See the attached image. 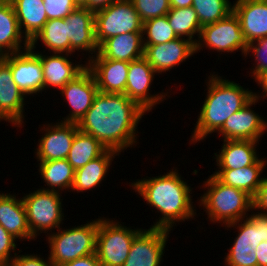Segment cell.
Returning <instances> with one entry per match:
<instances>
[{
    "label": "cell",
    "mask_w": 267,
    "mask_h": 266,
    "mask_svg": "<svg viewBox=\"0 0 267 266\" xmlns=\"http://www.w3.org/2000/svg\"><path fill=\"white\" fill-rule=\"evenodd\" d=\"M119 153L114 150L107 149L102 155L88 162L85 166L75 170L72 192H83L100 186L102 180L110 168L115 156Z\"/></svg>",
    "instance_id": "cell-28"
},
{
    "label": "cell",
    "mask_w": 267,
    "mask_h": 266,
    "mask_svg": "<svg viewBox=\"0 0 267 266\" xmlns=\"http://www.w3.org/2000/svg\"><path fill=\"white\" fill-rule=\"evenodd\" d=\"M77 7H86L90 9V0H74Z\"/></svg>",
    "instance_id": "cell-49"
},
{
    "label": "cell",
    "mask_w": 267,
    "mask_h": 266,
    "mask_svg": "<svg viewBox=\"0 0 267 266\" xmlns=\"http://www.w3.org/2000/svg\"><path fill=\"white\" fill-rule=\"evenodd\" d=\"M38 170L41 179L48 186L42 190L60 192L72 188L75 169L66 159L40 162Z\"/></svg>",
    "instance_id": "cell-30"
},
{
    "label": "cell",
    "mask_w": 267,
    "mask_h": 266,
    "mask_svg": "<svg viewBox=\"0 0 267 266\" xmlns=\"http://www.w3.org/2000/svg\"><path fill=\"white\" fill-rule=\"evenodd\" d=\"M25 97L13 81L10 66L0 57V121L22 128Z\"/></svg>",
    "instance_id": "cell-19"
},
{
    "label": "cell",
    "mask_w": 267,
    "mask_h": 266,
    "mask_svg": "<svg viewBox=\"0 0 267 266\" xmlns=\"http://www.w3.org/2000/svg\"><path fill=\"white\" fill-rule=\"evenodd\" d=\"M204 46L206 49H212L213 52L215 50L221 54L222 52L231 53L240 50L242 55H245L248 42L241 30L240 20L234 11L225 18L201 28L198 41L195 44V54L200 52Z\"/></svg>",
    "instance_id": "cell-9"
},
{
    "label": "cell",
    "mask_w": 267,
    "mask_h": 266,
    "mask_svg": "<svg viewBox=\"0 0 267 266\" xmlns=\"http://www.w3.org/2000/svg\"><path fill=\"white\" fill-rule=\"evenodd\" d=\"M142 230L130 229L114 220L99 218L96 254L101 266H123L136 235Z\"/></svg>",
    "instance_id": "cell-6"
},
{
    "label": "cell",
    "mask_w": 267,
    "mask_h": 266,
    "mask_svg": "<svg viewBox=\"0 0 267 266\" xmlns=\"http://www.w3.org/2000/svg\"><path fill=\"white\" fill-rule=\"evenodd\" d=\"M142 22L165 16L171 9L169 0H131Z\"/></svg>",
    "instance_id": "cell-35"
},
{
    "label": "cell",
    "mask_w": 267,
    "mask_h": 266,
    "mask_svg": "<svg viewBox=\"0 0 267 266\" xmlns=\"http://www.w3.org/2000/svg\"><path fill=\"white\" fill-rule=\"evenodd\" d=\"M9 1L14 8L21 33L30 42L48 21L44 0Z\"/></svg>",
    "instance_id": "cell-27"
},
{
    "label": "cell",
    "mask_w": 267,
    "mask_h": 266,
    "mask_svg": "<svg viewBox=\"0 0 267 266\" xmlns=\"http://www.w3.org/2000/svg\"><path fill=\"white\" fill-rule=\"evenodd\" d=\"M70 54L75 51H88L89 59L99 51L95 39V12L86 7H77L66 18ZM94 54V55H93Z\"/></svg>",
    "instance_id": "cell-17"
},
{
    "label": "cell",
    "mask_w": 267,
    "mask_h": 266,
    "mask_svg": "<svg viewBox=\"0 0 267 266\" xmlns=\"http://www.w3.org/2000/svg\"><path fill=\"white\" fill-rule=\"evenodd\" d=\"M24 42V43H23ZM23 46H22V44ZM29 41L21 33L14 8L9 0L0 3V57L28 49ZM23 47V48H22ZM23 49V50H21Z\"/></svg>",
    "instance_id": "cell-24"
},
{
    "label": "cell",
    "mask_w": 267,
    "mask_h": 266,
    "mask_svg": "<svg viewBox=\"0 0 267 266\" xmlns=\"http://www.w3.org/2000/svg\"><path fill=\"white\" fill-rule=\"evenodd\" d=\"M142 35L143 45L163 44L178 38L168 22L167 15L143 22Z\"/></svg>",
    "instance_id": "cell-34"
},
{
    "label": "cell",
    "mask_w": 267,
    "mask_h": 266,
    "mask_svg": "<svg viewBox=\"0 0 267 266\" xmlns=\"http://www.w3.org/2000/svg\"><path fill=\"white\" fill-rule=\"evenodd\" d=\"M107 148L92 135L78 130L66 160L76 170L102 155Z\"/></svg>",
    "instance_id": "cell-31"
},
{
    "label": "cell",
    "mask_w": 267,
    "mask_h": 266,
    "mask_svg": "<svg viewBox=\"0 0 267 266\" xmlns=\"http://www.w3.org/2000/svg\"><path fill=\"white\" fill-rule=\"evenodd\" d=\"M155 74L157 73L144 57L129 62L124 94L146 112H150L155 105L166 100L169 93L168 91L161 92L160 95L149 93Z\"/></svg>",
    "instance_id": "cell-10"
},
{
    "label": "cell",
    "mask_w": 267,
    "mask_h": 266,
    "mask_svg": "<svg viewBox=\"0 0 267 266\" xmlns=\"http://www.w3.org/2000/svg\"><path fill=\"white\" fill-rule=\"evenodd\" d=\"M31 50L39 57L42 64L45 91L50 86L58 89L63 88L87 68V63L85 65L79 62L78 64L72 63L69 60L71 54L51 53L52 55L49 56L34 51V49Z\"/></svg>",
    "instance_id": "cell-20"
},
{
    "label": "cell",
    "mask_w": 267,
    "mask_h": 266,
    "mask_svg": "<svg viewBox=\"0 0 267 266\" xmlns=\"http://www.w3.org/2000/svg\"><path fill=\"white\" fill-rule=\"evenodd\" d=\"M166 15L170 26L178 37H187L194 44L197 43L198 39L194 37L197 35L199 38L202 26L192 6L171 8Z\"/></svg>",
    "instance_id": "cell-32"
},
{
    "label": "cell",
    "mask_w": 267,
    "mask_h": 266,
    "mask_svg": "<svg viewBox=\"0 0 267 266\" xmlns=\"http://www.w3.org/2000/svg\"><path fill=\"white\" fill-rule=\"evenodd\" d=\"M177 169H171L162 176L143 178L133 181L130 187L149 206H153L158 213L162 214L159 220L151 228H161L168 231L173 229L175 222H183L196 215L193 206L192 188L182 180ZM191 192V193H190Z\"/></svg>",
    "instance_id": "cell-2"
},
{
    "label": "cell",
    "mask_w": 267,
    "mask_h": 266,
    "mask_svg": "<svg viewBox=\"0 0 267 266\" xmlns=\"http://www.w3.org/2000/svg\"><path fill=\"white\" fill-rule=\"evenodd\" d=\"M253 209L260 213L267 214V177H263L258 192L253 198Z\"/></svg>",
    "instance_id": "cell-42"
},
{
    "label": "cell",
    "mask_w": 267,
    "mask_h": 266,
    "mask_svg": "<svg viewBox=\"0 0 267 266\" xmlns=\"http://www.w3.org/2000/svg\"><path fill=\"white\" fill-rule=\"evenodd\" d=\"M207 191L200 197L199 206H203L211 222L226 225L243 220L250 210L253 213V198L246 192L220 182L213 174L204 181Z\"/></svg>",
    "instance_id": "cell-4"
},
{
    "label": "cell",
    "mask_w": 267,
    "mask_h": 266,
    "mask_svg": "<svg viewBox=\"0 0 267 266\" xmlns=\"http://www.w3.org/2000/svg\"><path fill=\"white\" fill-rule=\"evenodd\" d=\"M250 52L257 62L250 72L251 77H254L255 80L261 73L267 71V36L250 42L243 56L246 57Z\"/></svg>",
    "instance_id": "cell-38"
},
{
    "label": "cell",
    "mask_w": 267,
    "mask_h": 266,
    "mask_svg": "<svg viewBox=\"0 0 267 266\" xmlns=\"http://www.w3.org/2000/svg\"><path fill=\"white\" fill-rule=\"evenodd\" d=\"M7 266H54L48 257V260L40 258L38 254L16 255Z\"/></svg>",
    "instance_id": "cell-41"
},
{
    "label": "cell",
    "mask_w": 267,
    "mask_h": 266,
    "mask_svg": "<svg viewBox=\"0 0 267 266\" xmlns=\"http://www.w3.org/2000/svg\"><path fill=\"white\" fill-rule=\"evenodd\" d=\"M222 149L214 153L218 170L240 169L253 165L258 159L256 146L258 141L223 140Z\"/></svg>",
    "instance_id": "cell-23"
},
{
    "label": "cell",
    "mask_w": 267,
    "mask_h": 266,
    "mask_svg": "<svg viewBox=\"0 0 267 266\" xmlns=\"http://www.w3.org/2000/svg\"><path fill=\"white\" fill-rule=\"evenodd\" d=\"M233 4L248 44L267 36V0H236Z\"/></svg>",
    "instance_id": "cell-21"
},
{
    "label": "cell",
    "mask_w": 267,
    "mask_h": 266,
    "mask_svg": "<svg viewBox=\"0 0 267 266\" xmlns=\"http://www.w3.org/2000/svg\"><path fill=\"white\" fill-rule=\"evenodd\" d=\"M142 33H124L106 39L99 53L106 59L131 62L144 56Z\"/></svg>",
    "instance_id": "cell-25"
},
{
    "label": "cell",
    "mask_w": 267,
    "mask_h": 266,
    "mask_svg": "<svg viewBox=\"0 0 267 266\" xmlns=\"http://www.w3.org/2000/svg\"><path fill=\"white\" fill-rule=\"evenodd\" d=\"M17 238H15L12 234L8 233L1 225H0V260L7 266L11 260L17 255L14 252L17 249V244L15 243ZM14 253V256L11 254ZM11 255V256H10Z\"/></svg>",
    "instance_id": "cell-40"
},
{
    "label": "cell",
    "mask_w": 267,
    "mask_h": 266,
    "mask_svg": "<svg viewBox=\"0 0 267 266\" xmlns=\"http://www.w3.org/2000/svg\"><path fill=\"white\" fill-rule=\"evenodd\" d=\"M60 266H101L97 254L93 253L91 255L69 261Z\"/></svg>",
    "instance_id": "cell-44"
},
{
    "label": "cell",
    "mask_w": 267,
    "mask_h": 266,
    "mask_svg": "<svg viewBox=\"0 0 267 266\" xmlns=\"http://www.w3.org/2000/svg\"><path fill=\"white\" fill-rule=\"evenodd\" d=\"M170 231L142 229L134 238L123 266H161Z\"/></svg>",
    "instance_id": "cell-12"
},
{
    "label": "cell",
    "mask_w": 267,
    "mask_h": 266,
    "mask_svg": "<svg viewBox=\"0 0 267 266\" xmlns=\"http://www.w3.org/2000/svg\"><path fill=\"white\" fill-rule=\"evenodd\" d=\"M248 216V218L255 224L256 229H258L259 241H267V214L254 212Z\"/></svg>",
    "instance_id": "cell-43"
},
{
    "label": "cell",
    "mask_w": 267,
    "mask_h": 266,
    "mask_svg": "<svg viewBox=\"0 0 267 266\" xmlns=\"http://www.w3.org/2000/svg\"><path fill=\"white\" fill-rule=\"evenodd\" d=\"M225 258V266H258L255 250L251 245L232 244Z\"/></svg>",
    "instance_id": "cell-36"
},
{
    "label": "cell",
    "mask_w": 267,
    "mask_h": 266,
    "mask_svg": "<svg viewBox=\"0 0 267 266\" xmlns=\"http://www.w3.org/2000/svg\"><path fill=\"white\" fill-rule=\"evenodd\" d=\"M143 22L131 0H117L95 12V39L100 46L106 39L124 33H142Z\"/></svg>",
    "instance_id": "cell-8"
},
{
    "label": "cell",
    "mask_w": 267,
    "mask_h": 266,
    "mask_svg": "<svg viewBox=\"0 0 267 266\" xmlns=\"http://www.w3.org/2000/svg\"><path fill=\"white\" fill-rule=\"evenodd\" d=\"M195 53V44L189 39L178 37L172 41L144 45V58L158 74L168 72Z\"/></svg>",
    "instance_id": "cell-16"
},
{
    "label": "cell",
    "mask_w": 267,
    "mask_h": 266,
    "mask_svg": "<svg viewBox=\"0 0 267 266\" xmlns=\"http://www.w3.org/2000/svg\"><path fill=\"white\" fill-rule=\"evenodd\" d=\"M117 0H90V10L96 12L100 9L106 8Z\"/></svg>",
    "instance_id": "cell-47"
},
{
    "label": "cell",
    "mask_w": 267,
    "mask_h": 266,
    "mask_svg": "<svg viewBox=\"0 0 267 266\" xmlns=\"http://www.w3.org/2000/svg\"><path fill=\"white\" fill-rule=\"evenodd\" d=\"M11 69L13 81L24 95L44 90V76L39 57L30 49L1 57Z\"/></svg>",
    "instance_id": "cell-11"
},
{
    "label": "cell",
    "mask_w": 267,
    "mask_h": 266,
    "mask_svg": "<svg viewBox=\"0 0 267 266\" xmlns=\"http://www.w3.org/2000/svg\"><path fill=\"white\" fill-rule=\"evenodd\" d=\"M98 225L99 218L81 226L49 232L46 235L50 248L48 257L53 265L60 266L96 253Z\"/></svg>",
    "instance_id": "cell-5"
},
{
    "label": "cell",
    "mask_w": 267,
    "mask_h": 266,
    "mask_svg": "<svg viewBox=\"0 0 267 266\" xmlns=\"http://www.w3.org/2000/svg\"><path fill=\"white\" fill-rule=\"evenodd\" d=\"M207 95L191 135L193 144L204 140L209 134L218 132L225 121L241 110L252 98V90L239 83L210 74L206 82Z\"/></svg>",
    "instance_id": "cell-3"
},
{
    "label": "cell",
    "mask_w": 267,
    "mask_h": 266,
    "mask_svg": "<svg viewBox=\"0 0 267 266\" xmlns=\"http://www.w3.org/2000/svg\"><path fill=\"white\" fill-rule=\"evenodd\" d=\"M258 99L252 98L241 110L232 114L218 131L223 140H251L260 141L265 131L267 132V120L259 116L251 106L258 103Z\"/></svg>",
    "instance_id": "cell-14"
},
{
    "label": "cell",
    "mask_w": 267,
    "mask_h": 266,
    "mask_svg": "<svg viewBox=\"0 0 267 266\" xmlns=\"http://www.w3.org/2000/svg\"><path fill=\"white\" fill-rule=\"evenodd\" d=\"M87 60V68L92 72L99 92L125 93L129 62L106 59L99 52Z\"/></svg>",
    "instance_id": "cell-18"
},
{
    "label": "cell",
    "mask_w": 267,
    "mask_h": 266,
    "mask_svg": "<svg viewBox=\"0 0 267 266\" xmlns=\"http://www.w3.org/2000/svg\"><path fill=\"white\" fill-rule=\"evenodd\" d=\"M98 93L96 80L92 72L86 68L74 80L69 81L60 89L64 99L67 100L71 111L61 122L78 123L92 106L95 95Z\"/></svg>",
    "instance_id": "cell-13"
},
{
    "label": "cell",
    "mask_w": 267,
    "mask_h": 266,
    "mask_svg": "<svg viewBox=\"0 0 267 266\" xmlns=\"http://www.w3.org/2000/svg\"><path fill=\"white\" fill-rule=\"evenodd\" d=\"M48 20L66 18L77 5L74 0H44Z\"/></svg>",
    "instance_id": "cell-39"
},
{
    "label": "cell",
    "mask_w": 267,
    "mask_h": 266,
    "mask_svg": "<svg viewBox=\"0 0 267 266\" xmlns=\"http://www.w3.org/2000/svg\"><path fill=\"white\" fill-rule=\"evenodd\" d=\"M255 82H257L258 85L261 86L262 88V95L260 93L257 94V92H253V97L256 98V99H260L263 97V99L267 98V71L261 73L256 79H255ZM264 94V95H263Z\"/></svg>",
    "instance_id": "cell-46"
},
{
    "label": "cell",
    "mask_w": 267,
    "mask_h": 266,
    "mask_svg": "<svg viewBox=\"0 0 267 266\" xmlns=\"http://www.w3.org/2000/svg\"><path fill=\"white\" fill-rule=\"evenodd\" d=\"M38 40L48 48L50 53L70 54V42L65 18L48 20L38 34L29 42V48L35 50Z\"/></svg>",
    "instance_id": "cell-29"
},
{
    "label": "cell",
    "mask_w": 267,
    "mask_h": 266,
    "mask_svg": "<svg viewBox=\"0 0 267 266\" xmlns=\"http://www.w3.org/2000/svg\"><path fill=\"white\" fill-rule=\"evenodd\" d=\"M171 8L191 7L193 0H169Z\"/></svg>",
    "instance_id": "cell-48"
},
{
    "label": "cell",
    "mask_w": 267,
    "mask_h": 266,
    "mask_svg": "<svg viewBox=\"0 0 267 266\" xmlns=\"http://www.w3.org/2000/svg\"><path fill=\"white\" fill-rule=\"evenodd\" d=\"M0 266H6V265L0 260Z\"/></svg>",
    "instance_id": "cell-50"
},
{
    "label": "cell",
    "mask_w": 267,
    "mask_h": 266,
    "mask_svg": "<svg viewBox=\"0 0 267 266\" xmlns=\"http://www.w3.org/2000/svg\"><path fill=\"white\" fill-rule=\"evenodd\" d=\"M266 162L263 157L253 165L240 169L218 170L213 175L223 184L240 189L254 198L263 180L260 175L267 165Z\"/></svg>",
    "instance_id": "cell-26"
},
{
    "label": "cell",
    "mask_w": 267,
    "mask_h": 266,
    "mask_svg": "<svg viewBox=\"0 0 267 266\" xmlns=\"http://www.w3.org/2000/svg\"><path fill=\"white\" fill-rule=\"evenodd\" d=\"M0 225L21 241L35 240L28 225L24 202L15 194L0 193Z\"/></svg>",
    "instance_id": "cell-22"
},
{
    "label": "cell",
    "mask_w": 267,
    "mask_h": 266,
    "mask_svg": "<svg viewBox=\"0 0 267 266\" xmlns=\"http://www.w3.org/2000/svg\"><path fill=\"white\" fill-rule=\"evenodd\" d=\"M145 113L125 94L98 91L92 106L77 123V127L81 132L92 135L107 149L121 154L123 150L137 144L136 129Z\"/></svg>",
    "instance_id": "cell-1"
},
{
    "label": "cell",
    "mask_w": 267,
    "mask_h": 266,
    "mask_svg": "<svg viewBox=\"0 0 267 266\" xmlns=\"http://www.w3.org/2000/svg\"><path fill=\"white\" fill-rule=\"evenodd\" d=\"M40 131L45 134L39 139L38 147L35 149L37 161L66 159L78 131L77 124L56 121L53 125L43 124Z\"/></svg>",
    "instance_id": "cell-15"
},
{
    "label": "cell",
    "mask_w": 267,
    "mask_h": 266,
    "mask_svg": "<svg viewBox=\"0 0 267 266\" xmlns=\"http://www.w3.org/2000/svg\"><path fill=\"white\" fill-rule=\"evenodd\" d=\"M226 226L228 228L237 227L238 235H236L237 237H235L233 244L251 245V248L255 250L258 244L261 243V241H259L258 229H256L255 224L248 216L245 220L243 219V221L241 219Z\"/></svg>",
    "instance_id": "cell-37"
},
{
    "label": "cell",
    "mask_w": 267,
    "mask_h": 266,
    "mask_svg": "<svg viewBox=\"0 0 267 266\" xmlns=\"http://www.w3.org/2000/svg\"><path fill=\"white\" fill-rule=\"evenodd\" d=\"M192 7L202 27L225 18L233 11L230 0H193Z\"/></svg>",
    "instance_id": "cell-33"
},
{
    "label": "cell",
    "mask_w": 267,
    "mask_h": 266,
    "mask_svg": "<svg viewBox=\"0 0 267 266\" xmlns=\"http://www.w3.org/2000/svg\"><path fill=\"white\" fill-rule=\"evenodd\" d=\"M26 208L27 221L34 238L41 233L60 228L64 220L61 192L41 188L22 197ZM47 231V232H46ZM39 234V235H38Z\"/></svg>",
    "instance_id": "cell-7"
},
{
    "label": "cell",
    "mask_w": 267,
    "mask_h": 266,
    "mask_svg": "<svg viewBox=\"0 0 267 266\" xmlns=\"http://www.w3.org/2000/svg\"><path fill=\"white\" fill-rule=\"evenodd\" d=\"M258 266H267V241L258 244L255 249Z\"/></svg>",
    "instance_id": "cell-45"
}]
</instances>
